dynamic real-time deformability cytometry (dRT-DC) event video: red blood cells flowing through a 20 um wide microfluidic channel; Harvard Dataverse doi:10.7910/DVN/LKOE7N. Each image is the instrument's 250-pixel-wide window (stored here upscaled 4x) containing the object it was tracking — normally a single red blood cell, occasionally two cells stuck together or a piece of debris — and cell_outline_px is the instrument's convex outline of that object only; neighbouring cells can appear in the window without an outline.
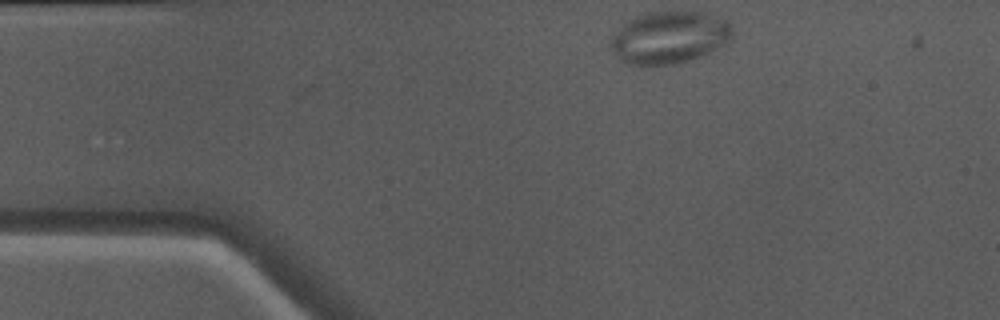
{"species": "Egyptian fruit bat (a non-hibernating species)", "species_latin": "Rousettus aegyptiacus", "temperature_condition": "warm", "stored_images_in_passage": 33, "camera_frame_rate_fps": 3000, "um_per_image_px": 0.085, "animal": {"sex": "male"}, "frame": {"image": 1, "passage_image": 1, "time_ms": 0.0, "image_size_px": [1000, 320], "cell_outline_px": [[732, 36], [724, 44], [708, 52], [688, 60], [672, 64], [640, 68], [628, 64], [620, 60], [608, 44], [612, 36], [628, 20], [636, 16], [648, 12], [700, 12], [728, 20], [732, 24]], "centroid_in_image_um": [56.84, 3.21], "position_along_channel_um": 28.2, "area_um2": 37.17}}
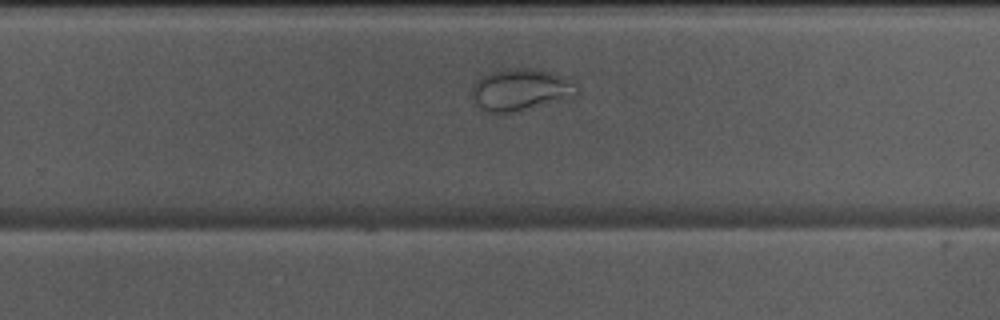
{"frame": {"image": 2, "passage_image": 24, "time_ms": 7.667, "image_size_px": [1000, 320], "cell_outline_px": [[580, 96], [512, 112], [488, 112], [480, 108], [472, 96], [472, 88], [476, 80], [480, 76], [496, 68], [536, 68], [552, 72], [576, 84], [580, 88]], "centroid_in_image_um": [44.27, 7.59], "position_along_channel_um": 285.5, "area_um2": 26.01}}
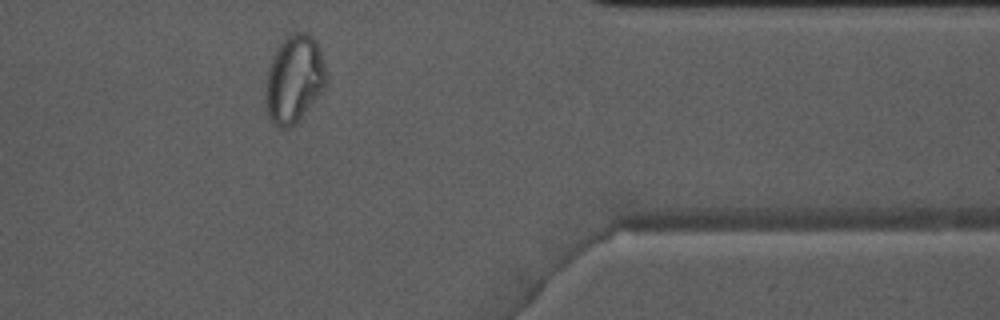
{"frame": {"image": 3, "passage_image": 33, "time_ms": 10.667, "image_size_px": [1000, 320], "cell_outline_px": [[328, 76], [324, 88], [300, 120], [288, 128], [280, 128], [272, 124], [268, 116], [264, 104], [264, 100], [268, 68], [272, 56], [280, 44], [292, 32], [308, 32], [316, 40], [328, 72]], "centroid_in_image_um": [25.0, 6.74], "position_along_channel_um": 386.4, "area_um2": 31.44}}